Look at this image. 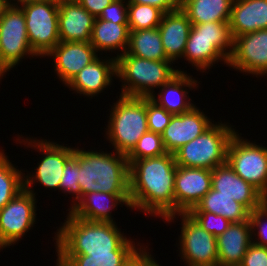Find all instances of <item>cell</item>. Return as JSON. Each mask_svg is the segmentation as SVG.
I'll return each instance as SVG.
<instances>
[{"instance_id": "1", "label": "cell", "mask_w": 267, "mask_h": 266, "mask_svg": "<svg viewBox=\"0 0 267 266\" xmlns=\"http://www.w3.org/2000/svg\"><path fill=\"white\" fill-rule=\"evenodd\" d=\"M129 163L130 210L158 217L163 222L175 214L174 154L144 158Z\"/></svg>"}, {"instance_id": "2", "label": "cell", "mask_w": 267, "mask_h": 266, "mask_svg": "<svg viewBox=\"0 0 267 266\" xmlns=\"http://www.w3.org/2000/svg\"><path fill=\"white\" fill-rule=\"evenodd\" d=\"M65 217L66 220L52 237L55 240V255L144 252L149 246L128 238L117 223L88 221L75 217L70 212Z\"/></svg>"}, {"instance_id": "3", "label": "cell", "mask_w": 267, "mask_h": 266, "mask_svg": "<svg viewBox=\"0 0 267 266\" xmlns=\"http://www.w3.org/2000/svg\"><path fill=\"white\" fill-rule=\"evenodd\" d=\"M77 147L78 183L83 195L91 192L129 194V163L119 152Z\"/></svg>"}, {"instance_id": "4", "label": "cell", "mask_w": 267, "mask_h": 266, "mask_svg": "<svg viewBox=\"0 0 267 266\" xmlns=\"http://www.w3.org/2000/svg\"><path fill=\"white\" fill-rule=\"evenodd\" d=\"M170 60H148L124 53L116 58V73L122 96L150 97L183 69ZM183 70V71H182ZM159 88V89H158Z\"/></svg>"}, {"instance_id": "5", "label": "cell", "mask_w": 267, "mask_h": 266, "mask_svg": "<svg viewBox=\"0 0 267 266\" xmlns=\"http://www.w3.org/2000/svg\"><path fill=\"white\" fill-rule=\"evenodd\" d=\"M232 50L229 22H207L191 26L182 59L206 73L218 62L228 65Z\"/></svg>"}, {"instance_id": "6", "label": "cell", "mask_w": 267, "mask_h": 266, "mask_svg": "<svg viewBox=\"0 0 267 266\" xmlns=\"http://www.w3.org/2000/svg\"><path fill=\"white\" fill-rule=\"evenodd\" d=\"M119 97V98H118ZM109 108V119L104 130L113 151L128 155L141 136L148 131L146 97L119 95Z\"/></svg>"}, {"instance_id": "7", "label": "cell", "mask_w": 267, "mask_h": 266, "mask_svg": "<svg viewBox=\"0 0 267 266\" xmlns=\"http://www.w3.org/2000/svg\"><path fill=\"white\" fill-rule=\"evenodd\" d=\"M229 122L217 121L199 137L181 146L173 154L177 166L213 170L227 163L229 142L238 131Z\"/></svg>"}, {"instance_id": "8", "label": "cell", "mask_w": 267, "mask_h": 266, "mask_svg": "<svg viewBox=\"0 0 267 266\" xmlns=\"http://www.w3.org/2000/svg\"><path fill=\"white\" fill-rule=\"evenodd\" d=\"M16 137V140H14L16 144H23L26 149L27 147H32L35 151L39 152V155H42L39 158L40 161L37 162V167H34V172L32 169V174L26 169L27 175L24 174V189L36 196L37 192H34L35 190L32 187H34L33 184L39 183V186L42 185L45 190H58L59 192L65 162L74 153L75 147L68 146V144L64 146L65 144L63 143L59 144L49 139H43L42 137L40 139L29 136L24 138L22 134H17Z\"/></svg>"}, {"instance_id": "9", "label": "cell", "mask_w": 267, "mask_h": 266, "mask_svg": "<svg viewBox=\"0 0 267 266\" xmlns=\"http://www.w3.org/2000/svg\"><path fill=\"white\" fill-rule=\"evenodd\" d=\"M180 216V235L178 236V256L185 266H219L216 237L205 231L187 213L174 214L164 223L176 222Z\"/></svg>"}, {"instance_id": "10", "label": "cell", "mask_w": 267, "mask_h": 266, "mask_svg": "<svg viewBox=\"0 0 267 266\" xmlns=\"http://www.w3.org/2000/svg\"><path fill=\"white\" fill-rule=\"evenodd\" d=\"M238 131L229 142L227 163L267 199V147L244 139Z\"/></svg>"}, {"instance_id": "11", "label": "cell", "mask_w": 267, "mask_h": 266, "mask_svg": "<svg viewBox=\"0 0 267 266\" xmlns=\"http://www.w3.org/2000/svg\"><path fill=\"white\" fill-rule=\"evenodd\" d=\"M20 8L25 15L29 44L40 58H45L60 42L59 0H41Z\"/></svg>"}, {"instance_id": "12", "label": "cell", "mask_w": 267, "mask_h": 266, "mask_svg": "<svg viewBox=\"0 0 267 266\" xmlns=\"http://www.w3.org/2000/svg\"><path fill=\"white\" fill-rule=\"evenodd\" d=\"M36 198L24 189L0 210V251L18 244L37 224Z\"/></svg>"}, {"instance_id": "13", "label": "cell", "mask_w": 267, "mask_h": 266, "mask_svg": "<svg viewBox=\"0 0 267 266\" xmlns=\"http://www.w3.org/2000/svg\"><path fill=\"white\" fill-rule=\"evenodd\" d=\"M0 46L4 60L12 68L22 59L39 58L29 44L25 15L20 7L9 6L1 16Z\"/></svg>"}, {"instance_id": "14", "label": "cell", "mask_w": 267, "mask_h": 266, "mask_svg": "<svg viewBox=\"0 0 267 266\" xmlns=\"http://www.w3.org/2000/svg\"><path fill=\"white\" fill-rule=\"evenodd\" d=\"M227 67L246 76L267 77V29L233 38V50Z\"/></svg>"}, {"instance_id": "15", "label": "cell", "mask_w": 267, "mask_h": 266, "mask_svg": "<svg viewBox=\"0 0 267 266\" xmlns=\"http://www.w3.org/2000/svg\"><path fill=\"white\" fill-rule=\"evenodd\" d=\"M212 170L177 166L175 175V214L187 213L209 192Z\"/></svg>"}, {"instance_id": "16", "label": "cell", "mask_w": 267, "mask_h": 266, "mask_svg": "<svg viewBox=\"0 0 267 266\" xmlns=\"http://www.w3.org/2000/svg\"><path fill=\"white\" fill-rule=\"evenodd\" d=\"M54 62V73L65 86L99 55L90 42L60 41L47 55Z\"/></svg>"}, {"instance_id": "17", "label": "cell", "mask_w": 267, "mask_h": 266, "mask_svg": "<svg viewBox=\"0 0 267 266\" xmlns=\"http://www.w3.org/2000/svg\"><path fill=\"white\" fill-rule=\"evenodd\" d=\"M214 122L196 105L189 111L173 115L161 133L167 153H174L181 146L199 137Z\"/></svg>"}, {"instance_id": "18", "label": "cell", "mask_w": 267, "mask_h": 266, "mask_svg": "<svg viewBox=\"0 0 267 266\" xmlns=\"http://www.w3.org/2000/svg\"><path fill=\"white\" fill-rule=\"evenodd\" d=\"M99 55L94 61L79 71L74 78L66 85L70 91L85 96L95 98L106 89H111L114 79L117 78L116 58Z\"/></svg>"}, {"instance_id": "19", "label": "cell", "mask_w": 267, "mask_h": 266, "mask_svg": "<svg viewBox=\"0 0 267 266\" xmlns=\"http://www.w3.org/2000/svg\"><path fill=\"white\" fill-rule=\"evenodd\" d=\"M211 188L242 204L249 212L259 207L266 198L251 184L238 176L228 163L212 170Z\"/></svg>"}, {"instance_id": "20", "label": "cell", "mask_w": 267, "mask_h": 266, "mask_svg": "<svg viewBox=\"0 0 267 266\" xmlns=\"http://www.w3.org/2000/svg\"><path fill=\"white\" fill-rule=\"evenodd\" d=\"M95 17L76 0H59L60 41L90 42Z\"/></svg>"}, {"instance_id": "21", "label": "cell", "mask_w": 267, "mask_h": 266, "mask_svg": "<svg viewBox=\"0 0 267 266\" xmlns=\"http://www.w3.org/2000/svg\"><path fill=\"white\" fill-rule=\"evenodd\" d=\"M126 206L130 209V194H110L105 192H91L82 196L69 212L88 221L115 222L112 211Z\"/></svg>"}, {"instance_id": "22", "label": "cell", "mask_w": 267, "mask_h": 266, "mask_svg": "<svg viewBox=\"0 0 267 266\" xmlns=\"http://www.w3.org/2000/svg\"><path fill=\"white\" fill-rule=\"evenodd\" d=\"M200 82L187 73V71L179 72L160 88L158 94L155 92L150 98L167 112L173 115H179L189 111L196 105L190 98L189 92L193 89V91L195 89L197 90Z\"/></svg>"}, {"instance_id": "23", "label": "cell", "mask_w": 267, "mask_h": 266, "mask_svg": "<svg viewBox=\"0 0 267 266\" xmlns=\"http://www.w3.org/2000/svg\"><path fill=\"white\" fill-rule=\"evenodd\" d=\"M216 243L219 266H240L252 244L249 219L231 223L223 234L216 237Z\"/></svg>"}, {"instance_id": "24", "label": "cell", "mask_w": 267, "mask_h": 266, "mask_svg": "<svg viewBox=\"0 0 267 266\" xmlns=\"http://www.w3.org/2000/svg\"><path fill=\"white\" fill-rule=\"evenodd\" d=\"M191 26L189 18L180 8L164 13L158 26L166 57L174 64L183 58Z\"/></svg>"}, {"instance_id": "25", "label": "cell", "mask_w": 267, "mask_h": 266, "mask_svg": "<svg viewBox=\"0 0 267 266\" xmlns=\"http://www.w3.org/2000/svg\"><path fill=\"white\" fill-rule=\"evenodd\" d=\"M229 26L232 38L267 29V0H234Z\"/></svg>"}, {"instance_id": "26", "label": "cell", "mask_w": 267, "mask_h": 266, "mask_svg": "<svg viewBox=\"0 0 267 266\" xmlns=\"http://www.w3.org/2000/svg\"><path fill=\"white\" fill-rule=\"evenodd\" d=\"M128 39V24H116L112 21H103L98 17L95 19L90 43L99 55H102L103 51L106 54L111 51V53L115 52L117 56L114 57L118 58L126 52Z\"/></svg>"}, {"instance_id": "27", "label": "cell", "mask_w": 267, "mask_h": 266, "mask_svg": "<svg viewBox=\"0 0 267 266\" xmlns=\"http://www.w3.org/2000/svg\"><path fill=\"white\" fill-rule=\"evenodd\" d=\"M234 0H181L180 9L192 25L229 22Z\"/></svg>"}, {"instance_id": "28", "label": "cell", "mask_w": 267, "mask_h": 266, "mask_svg": "<svg viewBox=\"0 0 267 266\" xmlns=\"http://www.w3.org/2000/svg\"><path fill=\"white\" fill-rule=\"evenodd\" d=\"M188 212H211L221 215L231 223L247 221L250 213L242 204L212 188Z\"/></svg>"}, {"instance_id": "29", "label": "cell", "mask_w": 267, "mask_h": 266, "mask_svg": "<svg viewBox=\"0 0 267 266\" xmlns=\"http://www.w3.org/2000/svg\"><path fill=\"white\" fill-rule=\"evenodd\" d=\"M125 53L148 60H169L164 52L158 27L129 31L128 47Z\"/></svg>"}, {"instance_id": "30", "label": "cell", "mask_w": 267, "mask_h": 266, "mask_svg": "<svg viewBox=\"0 0 267 266\" xmlns=\"http://www.w3.org/2000/svg\"><path fill=\"white\" fill-rule=\"evenodd\" d=\"M143 252L56 255V266H129Z\"/></svg>"}, {"instance_id": "31", "label": "cell", "mask_w": 267, "mask_h": 266, "mask_svg": "<svg viewBox=\"0 0 267 266\" xmlns=\"http://www.w3.org/2000/svg\"><path fill=\"white\" fill-rule=\"evenodd\" d=\"M0 149V210L24 190L25 170H19Z\"/></svg>"}, {"instance_id": "32", "label": "cell", "mask_w": 267, "mask_h": 266, "mask_svg": "<svg viewBox=\"0 0 267 266\" xmlns=\"http://www.w3.org/2000/svg\"><path fill=\"white\" fill-rule=\"evenodd\" d=\"M164 12L147 4L128 3L127 16L129 31L153 29L160 25Z\"/></svg>"}, {"instance_id": "33", "label": "cell", "mask_w": 267, "mask_h": 266, "mask_svg": "<svg viewBox=\"0 0 267 266\" xmlns=\"http://www.w3.org/2000/svg\"><path fill=\"white\" fill-rule=\"evenodd\" d=\"M80 171V165L77 162V147L75 146L74 153L66 160L64 170L59 185V192L61 191L66 196L69 194L73 200L72 204L66 211H69L74 207L81 199V189L78 183V173Z\"/></svg>"}, {"instance_id": "34", "label": "cell", "mask_w": 267, "mask_h": 266, "mask_svg": "<svg viewBox=\"0 0 267 266\" xmlns=\"http://www.w3.org/2000/svg\"><path fill=\"white\" fill-rule=\"evenodd\" d=\"M166 153L161 134L147 131L141 136L133 150L126 157L128 161H135L162 156Z\"/></svg>"}, {"instance_id": "35", "label": "cell", "mask_w": 267, "mask_h": 266, "mask_svg": "<svg viewBox=\"0 0 267 266\" xmlns=\"http://www.w3.org/2000/svg\"><path fill=\"white\" fill-rule=\"evenodd\" d=\"M252 243L267 247V199L249 213Z\"/></svg>"}, {"instance_id": "36", "label": "cell", "mask_w": 267, "mask_h": 266, "mask_svg": "<svg viewBox=\"0 0 267 266\" xmlns=\"http://www.w3.org/2000/svg\"><path fill=\"white\" fill-rule=\"evenodd\" d=\"M205 231L215 237L223 234L230 226L231 222L221 215L211 212H187Z\"/></svg>"}, {"instance_id": "37", "label": "cell", "mask_w": 267, "mask_h": 266, "mask_svg": "<svg viewBox=\"0 0 267 266\" xmlns=\"http://www.w3.org/2000/svg\"><path fill=\"white\" fill-rule=\"evenodd\" d=\"M148 131L161 134L170 123L173 114L167 112L150 97H146Z\"/></svg>"}, {"instance_id": "38", "label": "cell", "mask_w": 267, "mask_h": 266, "mask_svg": "<svg viewBox=\"0 0 267 266\" xmlns=\"http://www.w3.org/2000/svg\"><path fill=\"white\" fill-rule=\"evenodd\" d=\"M127 8V0H114L103 9L98 18L116 24H128Z\"/></svg>"}, {"instance_id": "39", "label": "cell", "mask_w": 267, "mask_h": 266, "mask_svg": "<svg viewBox=\"0 0 267 266\" xmlns=\"http://www.w3.org/2000/svg\"><path fill=\"white\" fill-rule=\"evenodd\" d=\"M240 266H267V247L252 243Z\"/></svg>"}, {"instance_id": "40", "label": "cell", "mask_w": 267, "mask_h": 266, "mask_svg": "<svg viewBox=\"0 0 267 266\" xmlns=\"http://www.w3.org/2000/svg\"><path fill=\"white\" fill-rule=\"evenodd\" d=\"M128 3L147 4L161 9L164 13L180 8L181 0H127Z\"/></svg>"}, {"instance_id": "41", "label": "cell", "mask_w": 267, "mask_h": 266, "mask_svg": "<svg viewBox=\"0 0 267 266\" xmlns=\"http://www.w3.org/2000/svg\"><path fill=\"white\" fill-rule=\"evenodd\" d=\"M95 18L99 17L103 9L114 0H76Z\"/></svg>"}, {"instance_id": "42", "label": "cell", "mask_w": 267, "mask_h": 266, "mask_svg": "<svg viewBox=\"0 0 267 266\" xmlns=\"http://www.w3.org/2000/svg\"><path fill=\"white\" fill-rule=\"evenodd\" d=\"M149 249V250H148ZM151 249L147 248L135 261L129 266H151Z\"/></svg>"}, {"instance_id": "43", "label": "cell", "mask_w": 267, "mask_h": 266, "mask_svg": "<svg viewBox=\"0 0 267 266\" xmlns=\"http://www.w3.org/2000/svg\"><path fill=\"white\" fill-rule=\"evenodd\" d=\"M13 68L4 60L1 46H0V81H2V78H6V74H9L7 72H10ZM1 83V82H0Z\"/></svg>"}, {"instance_id": "44", "label": "cell", "mask_w": 267, "mask_h": 266, "mask_svg": "<svg viewBox=\"0 0 267 266\" xmlns=\"http://www.w3.org/2000/svg\"><path fill=\"white\" fill-rule=\"evenodd\" d=\"M8 6L21 7L25 4L41 1V0H5Z\"/></svg>"}, {"instance_id": "45", "label": "cell", "mask_w": 267, "mask_h": 266, "mask_svg": "<svg viewBox=\"0 0 267 266\" xmlns=\"http://www.w3.org/2000/svg\"><path fill=\"white\" fill-rule=\"evenodd\" d=\"M8 4L5 0H0V18L4 14L5 10L8 8Z\"/></svg>"}, {"instance_id": "46", "label": "cell", "mask_w": 267, "mask_h": 266, "mask_svg": "<svg viewBox=\"0 0 267 266\" xmlns=\"http://www.w3.org/2000/svg\"><path fill=\"white\" fill-rule=\"evenodd\" d=\"M156 259H154V256L151 253V266H161V264L159 265V262Z\"/></svg>"}]
</instances>
